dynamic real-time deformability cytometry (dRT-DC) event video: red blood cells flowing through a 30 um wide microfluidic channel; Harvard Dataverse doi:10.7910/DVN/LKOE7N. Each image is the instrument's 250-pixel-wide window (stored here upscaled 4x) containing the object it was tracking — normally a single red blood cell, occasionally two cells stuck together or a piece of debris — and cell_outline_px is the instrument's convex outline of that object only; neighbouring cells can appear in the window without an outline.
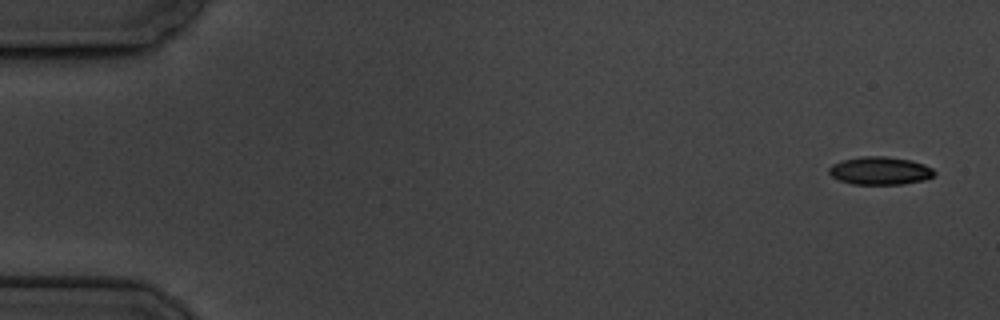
{"species": "common noctule bat (a hibernating species)", "species_latin": "Nyctalus noctula", "temperature_condition": "cold", "stored_images_in_passage": 7, "camera_frame_rate_fps": 3000, "um_per_image_px": 0.085, "animal": {"sex": "male", "body_mass_g": 19.5, "forearm_length_mm": 54.6}, "frame": {"image": 1, "passage_image": 1, "time_ms": 0.0, "image_size_px": [1000, 320], "cell_outline_px": [[936, 172], [932, 176], [924, 180], [904, 184], [852, 184], [840, 180], [832, 176], [828, 172], [828, 168], [832, 164], [840, 160], [860, 156], [884, 156], [912, 160], [924, 164], [932, 168]], "centroid_in_image_um": [74.79, 14.5], "position_along_channel_um": 10.2, "area_um2": 17.28}}
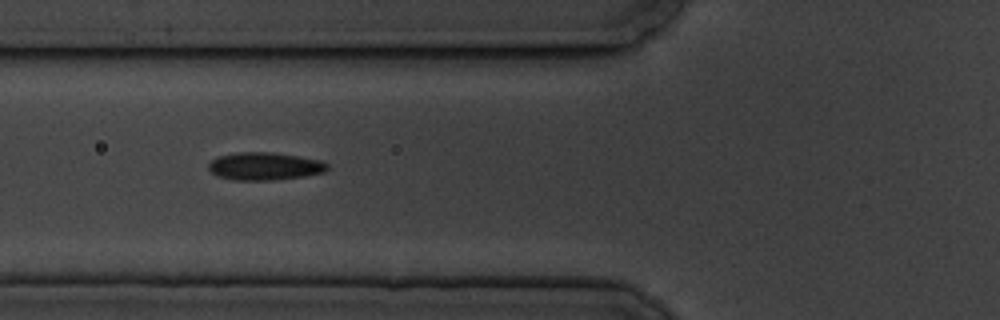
{"frame": {"image": 2, "passage_image": 6, "time_ms": 6.667, "image_size_px": [1000, 320], "cell_outline_px": [[328, 168], [324, 172], [304, 176], [272, 180], [232, 180], [220, 176], [212, 172], [208, 168], [208, 164], [212, 160], [220, 156], [236, 152], [272, 152], [320, 160], [328, 164]], "centroid_in_image_um": [22.49, 14.13], "position_along_channel_um": 103.3, "area_um2": 19.02}}
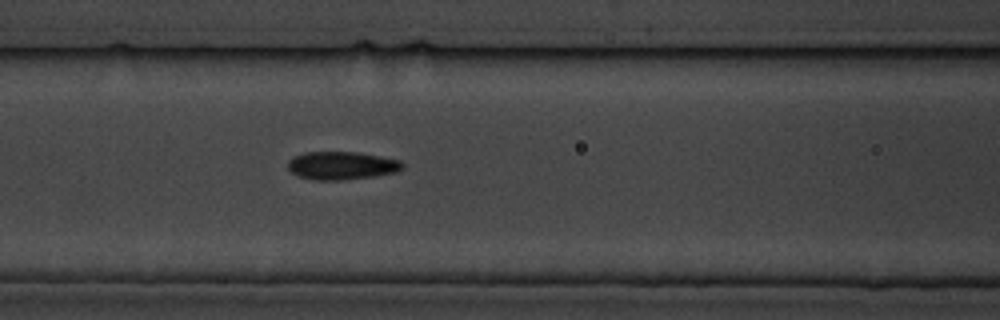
{"frame": {"image": 3, "passage_image": 7, "time_ms": 7.667, "image_size_px": [1000, 320], "cell_outline_px": [[404, 168], [396, 172], [376, 176], [344, 180], [312, 180], [296, 176], [288, 168], [288, 160], [292, 156], [304, 152], [356, 152], [380, 156], [400, 160], [404, 164]], "centroid_in_image_um": [29.02, 14.08], "position_along_channel_um": 137.6, "area_um2": 19.02}}